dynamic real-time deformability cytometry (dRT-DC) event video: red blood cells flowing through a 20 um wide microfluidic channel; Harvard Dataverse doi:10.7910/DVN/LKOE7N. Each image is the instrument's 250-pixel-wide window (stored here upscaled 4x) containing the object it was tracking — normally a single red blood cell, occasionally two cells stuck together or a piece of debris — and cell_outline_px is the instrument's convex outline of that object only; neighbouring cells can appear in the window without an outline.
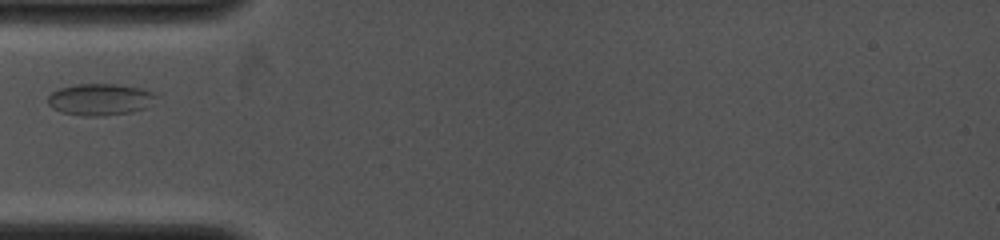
{"species": "common noctule bat (a hibernating species)", "species_latin": "Nyctalus noctula", "temperature_condition": "cold", "stored_images_in_passage": 25, "camera_frame_rate_fps": 4000, "um_per_image_px": 0.085, "animal": {"sex": "female", "body_mass_g": 19.0, "forearm_length_mm": 53.3}, "frame": {"image": 1, "passage_image": 1, "time_ms": 0.0, "image_size_px": [1000, 240], "cell_outline_px": [[156, 96], [144, 108], [132, 112], [104, 116], [84, 116], [60, 112], [52, 108], [48, 104], [48, 96], [52, 92], [60, 88], [76, 84], [116, 84], [140, 88], [152, 92]], "centroid_in_image_um": [8.44, 8.46], "position_along_channel_um": 76.6, "area_um2": 19.83}}
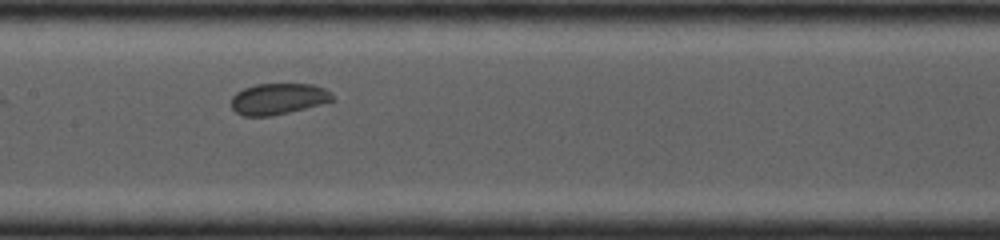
{"frame": {"image": 2, "passage_image": 14, "time_ms": 2.5, "image_size_px": [1000, 240], "cell_outline_px": [[336, 100], [272, 116], [244, 116], [236, 112], [232, 108], [232, 96], [236, 92], [244, 88], [256, 84], [312, 84], [324, 88], [332, 92]], "centroid_in_image_um": [23.67, 8.39], "position_along_channel_um": 183.7, "area_um2": 18.38}}
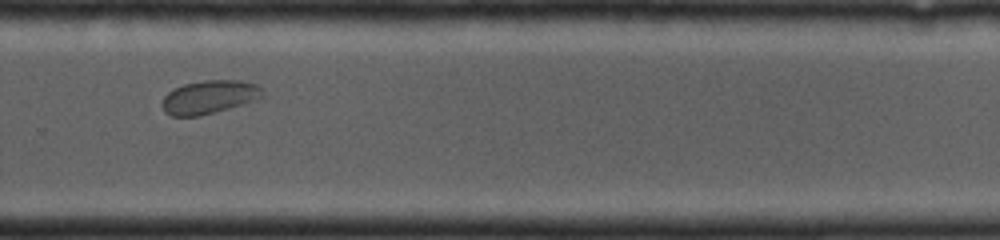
{"frame": {"image": 3, "passage_image": 22, "time_ms": 5.5, "image_size_px": [1000, 240], "cell_outline_px": [[264, 96], [260, 100], [200, 116], [172, 116], [164, 112], [160, 104], [164, 96], [168, 92], [184, 84], [204, 80], [240, 80], [256, 84], [264, 92]], "centroid_in_image_um": [17.81, 8.26], "position_along_channel_um": 312.0, "area_um2": 19.83}}